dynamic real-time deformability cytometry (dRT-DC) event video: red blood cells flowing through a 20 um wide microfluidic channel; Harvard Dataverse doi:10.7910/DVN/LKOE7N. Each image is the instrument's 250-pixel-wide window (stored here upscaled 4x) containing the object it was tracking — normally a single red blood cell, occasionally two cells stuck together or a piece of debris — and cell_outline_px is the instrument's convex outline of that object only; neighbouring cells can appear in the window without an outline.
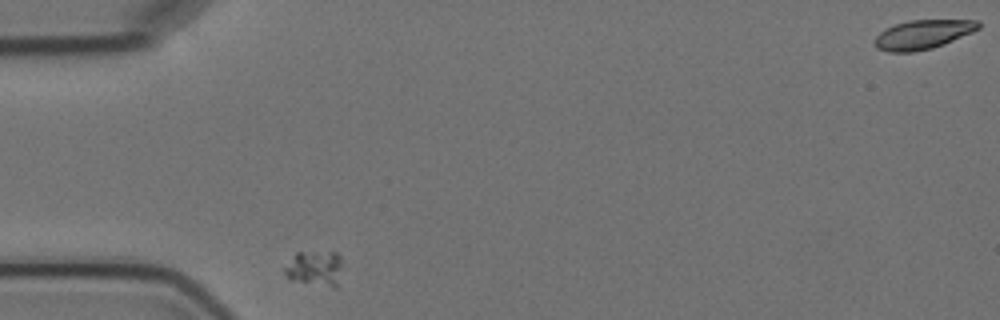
{"species": "Egyptian fruit bat (a non-hibernating species)", "species_latin": "Rousettus aegyptiacus", "temperature_condition": "cold", "stored_images_in_passage": 6, "camera_frame_rate_fps": 3000, "um_per_image_px": 0.085, "animal": {"sex": "female"}, "frame": {"image": 1, "passage_image": 1, "time_ms": 0.0, "image_size_px": [1000, 320], "cell_outline_px": [[340, 264], [336, 288], [288, 280], [284, 272], [284, 268], [296, 252], [336, 252], [340, 256]], "centroid_in_image_um": [26.71, 22.81], "position_along_channel_um": 58.3, "area_um2": 11.73}}
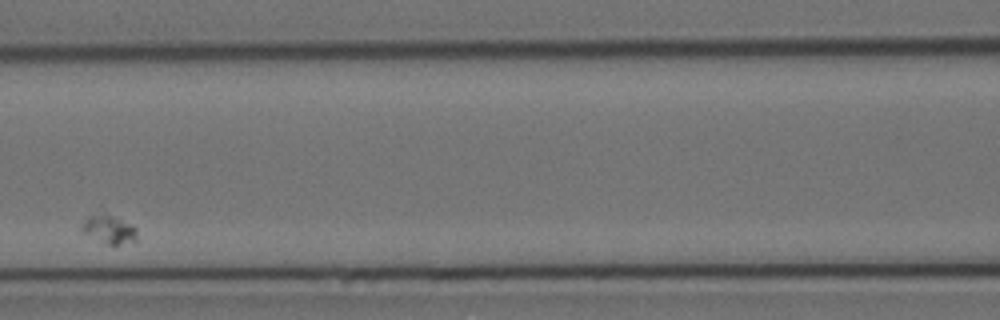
{"frame": {"image": 2, "passage_image": 4, "time_ms": 3.667, "image_size_px": [1000, 320], "cell_outline_px": [[136, 240], [116, 244], [108, 244], [80, 232], [80, 228], [84, 220], [100, 204], [132, 224], [136, 228]], "centroid_in_image_um": [9.19, 19.3], "position_along_channel_um": 157.4, "area_um2": 10.23}}